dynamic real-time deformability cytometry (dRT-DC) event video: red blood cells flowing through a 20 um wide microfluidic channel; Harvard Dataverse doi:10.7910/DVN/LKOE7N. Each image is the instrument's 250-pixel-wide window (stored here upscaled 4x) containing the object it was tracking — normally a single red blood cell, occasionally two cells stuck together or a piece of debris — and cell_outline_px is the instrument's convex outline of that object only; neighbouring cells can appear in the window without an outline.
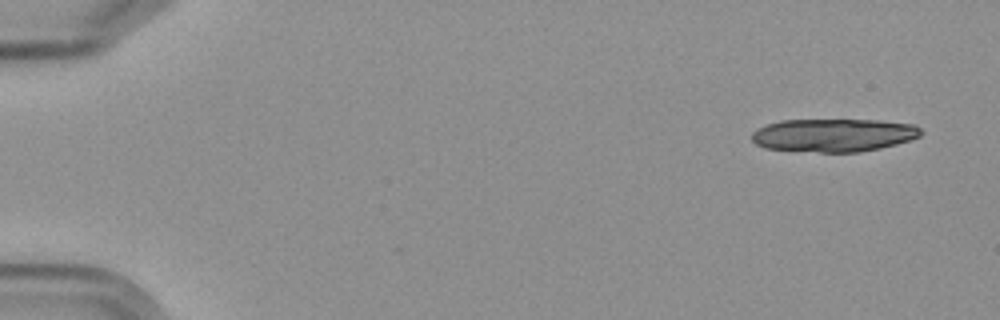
{"species": "Egyptian fruit bat (a non-hibernating species)", "species_latin": "Rousettus aegyptiacus", "temperature_condition": "cold", "stored_images_in_passage": 5, "camera_frame_rate_fps": 3000, "um_per_image_px": 0.085, "frame": {"image": 1, "passage_image": 1, "time_ms": 0.0, "image_size_px": [1000, 320], "cell_outline_px": [[924, 132], [920, 136], [896, 144], [880, 148], [860, 152], [820, 152], [764, 148], [756, 144], [752, 140], [752, 132], [756, 128], [764, 124], [780, 120], [880, 120], [916, 124]], "centroid_in_image_um": [70.85, 11.48], "position_along_channel_um": 14.1, "area_um2": 32.89}}